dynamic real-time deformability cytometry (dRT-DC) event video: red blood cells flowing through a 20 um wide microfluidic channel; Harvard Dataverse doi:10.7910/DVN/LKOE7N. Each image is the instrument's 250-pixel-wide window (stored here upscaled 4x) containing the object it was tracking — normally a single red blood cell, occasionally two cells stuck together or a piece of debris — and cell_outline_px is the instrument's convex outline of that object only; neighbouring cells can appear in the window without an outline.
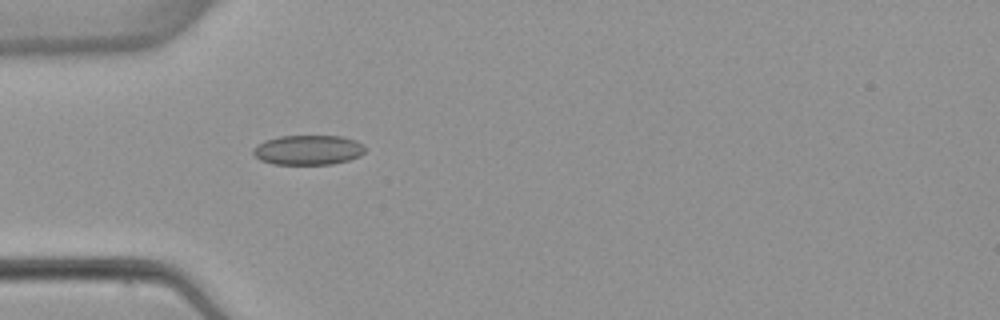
{"species": "common noctule bat (a hibernating species)", "species_latin": "Nyctalus noctula", "temperature_condition": "warm", "stored_images_in_passage": 1, "camera_frame_rate_fps": 3000, "um_per_image_px": 0.085, "animal": {"sex": "female", "body_mass_g": 22.7, "forearm_length_mm": 54.2}, "frame": {"image": 1, "passage_image": 1, "time_ms": 0.0, "image_size_px": [1000, 320], "cell_outline_px": [[364, 152], [360, 156], [348, 160], [332, 164], [272, 164], [260, 160], [252, 152], [252, 148], [264, 140], [280, 136], [344, 136], [356, 140], [364, 144]], "centroid_in_image_um": [26.19, 12.74], "position_along_channel_um": 58.8, "area_um2": 19.54}}